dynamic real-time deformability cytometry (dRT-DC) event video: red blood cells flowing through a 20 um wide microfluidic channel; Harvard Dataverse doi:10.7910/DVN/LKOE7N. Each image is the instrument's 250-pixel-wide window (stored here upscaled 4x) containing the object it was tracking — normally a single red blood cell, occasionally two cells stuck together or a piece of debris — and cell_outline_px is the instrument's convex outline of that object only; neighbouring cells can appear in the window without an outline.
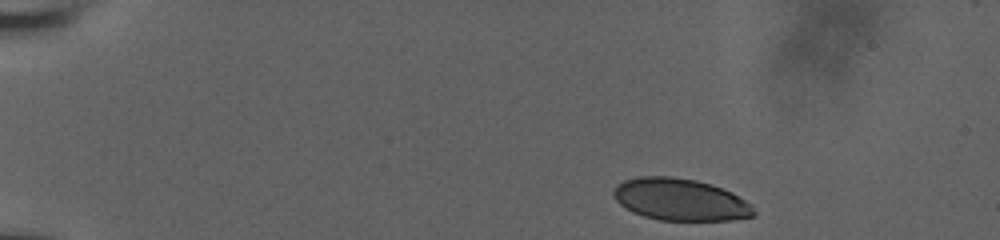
{"species": "human", "species_latin": "Homo sapiens", "temperature_condition": "room temperature", "stored_images_in_passage": 6, "camera_frame_rate_fps": 3000, "um_per_image_px": 0.085, "donor": {"sex": "male"}, "frame": {"image": 1, "passage_image": 1, "time_ms": 0.0, "image_size_px": [1000, 240], "cell_outline_px": [[756, 216], [732, 220], [660, 220], [644, 216], [632, 212], [620, 204], [612, 196], [612, 192], [616, 184], [624, 180], [640, 176], [672, 176], [696, 180], [712, 184], [732, 192], [752, 204], [756, 212]], "centroid_in_image_um": [57.83, 16.96], "position_along_channel_um": 27.2, "area_um2": 34.68}}
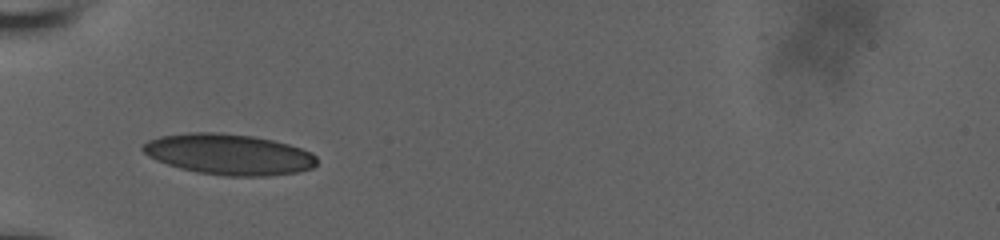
{"frame": {"image": 2, "passage_image": 5, "time_ms": 1.333, "image_size_px": [1000, 240], "cell_outline_px": [[316, 164], [312, 168], [300, 172], [268, 176], [224, 176], [196, 172], [180, 168], [156, 160], [148, 156], [140, 148], [148, 140], [160, 136], [188, 132], [220, 132], [252, 136], [272, 140], [288, 144], [312, 152], [316, 156]], "centroid_in_image_um": [19.45, 13.12], "position_along_channel_um": 65.6, "area_um2": 41.56}}